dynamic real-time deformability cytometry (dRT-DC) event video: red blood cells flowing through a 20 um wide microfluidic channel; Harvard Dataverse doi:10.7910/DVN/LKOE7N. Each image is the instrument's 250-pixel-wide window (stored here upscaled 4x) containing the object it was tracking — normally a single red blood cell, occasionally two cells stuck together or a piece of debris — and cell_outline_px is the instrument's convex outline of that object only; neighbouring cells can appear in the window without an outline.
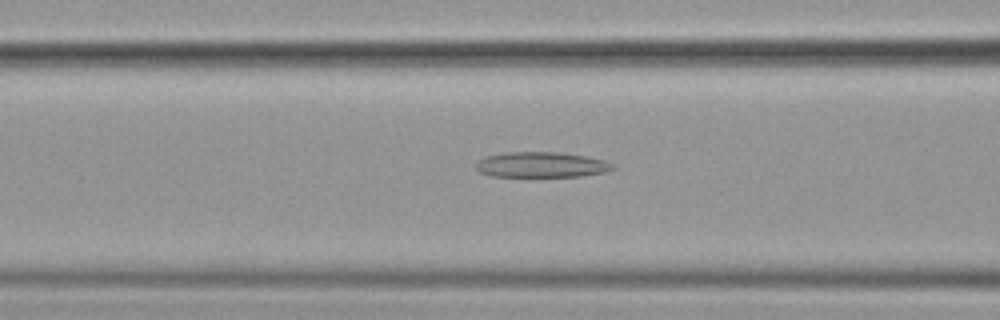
{"species": "common noctule bat (a hibernating species)", "species_latin": "Nyctalus noctula", "temperature_condition": "cold", "stored_images_in_passage": 55, "camera_frame_rate_fps": 3000, "um_per_image_px": 0.085, "animal": {"sex": "female", "body_mass_g": 19.9}, "frame": {"image": 1, "passage_image": 22, "time_ms": 7.0, "image_size_px": [1000, 320], "cell_outline_px": [[616, 168], [604, 172], [580, 176], [492, 176], [480, 172], [476, 168], [476, 160], [484, 156], [504, 152], [560, 152], [584, 156], [604, 160], [612, 164]], "centroid_in_image_um": [45.97, 13.99], "position_along_channel_um": 120.6, "area_um2": 20.23}}
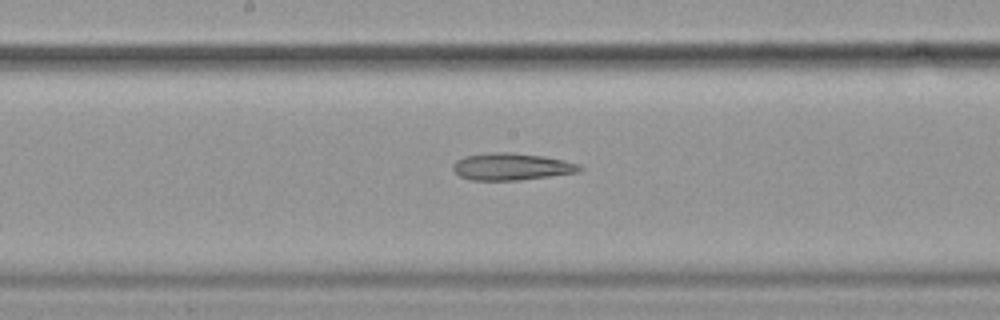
{"frame": {"image": 2, "passage_image": 29, "time_ms": 9.333, "image_size_px": [1000, 320], "cell_outline_px": [[584, 168], [580, 172], [520, 180], [472, 180], [460, 176], [452, 168], [452, 164], [456, 160], [464, 156], [492, 152], [512, 152], [544, 156], [564, 160], [580, 164]], "centroid_in_image_um": [43.5, 14.16], "position_along_channel_um": 204.7, "area_um2": 20.11}}
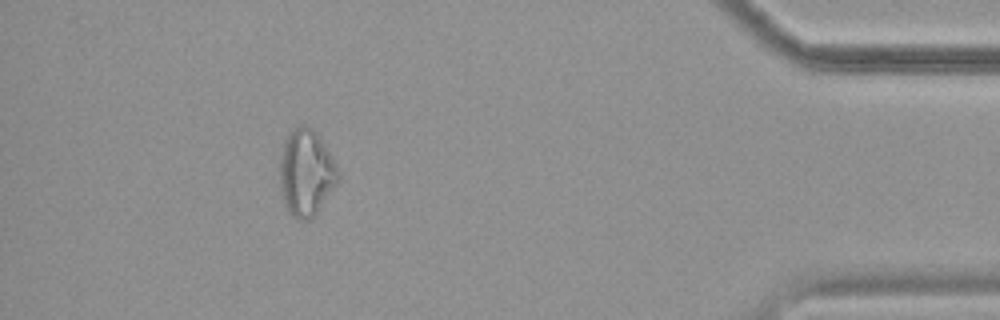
{"frame": {"image": 3, "passage_image": 50, "time_ms": 16.333, "image_size_px": [1000, 320], "cell_outline_px": [[340, 180], [316, 212], [308, 220], [300, 220], [292, 216], [288, 212], [284, 204], [280, 188], [280, 156], [288, 132], [300, 124], [304, 124], [320, 132], [336, 164], [340, 176]], "centroid_in_image_um": [26.03, 14.63], "position_along_channel_um": 409.2, "area_um2": 29.82}}